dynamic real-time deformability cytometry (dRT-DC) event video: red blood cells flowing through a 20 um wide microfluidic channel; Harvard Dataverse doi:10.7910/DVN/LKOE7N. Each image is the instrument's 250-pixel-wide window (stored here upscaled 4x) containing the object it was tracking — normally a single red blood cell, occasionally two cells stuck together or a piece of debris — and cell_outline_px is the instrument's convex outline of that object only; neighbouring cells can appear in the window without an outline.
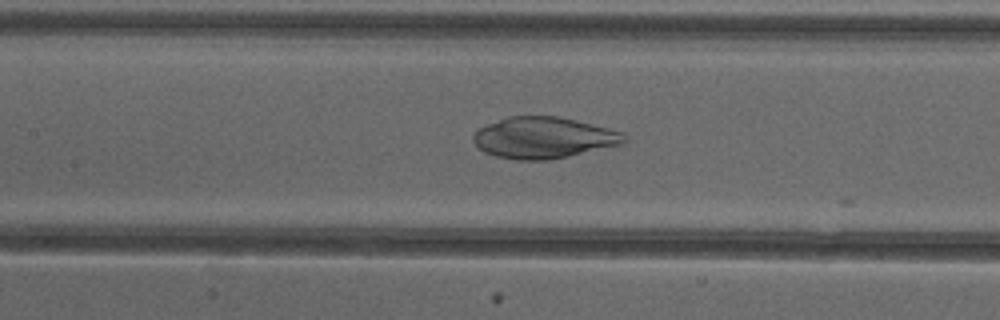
{"species": "common noctule bat (a hibernating species)", "species_latin": "Nyctalus noctula", "temperature_condition": "cold", "stored_images_in_passage": 23, "camera_frame_rate_fps": 3000, "um_per_image_px": 0.085, "animal": {"sex": "female"}, "frame": {"image": 1, "passage_image": 22, "time_ms": 7.0, "image_size_px": [1000, 320], "cell_outline_px": [[628, 140], [624, 144], [552, 160], [516, 160], [496, 156], [484, 152], [472, 140], [472, 136], [480, 128], [488, 124], [508, 116], [556, 116], [608, 128], [624, 132]], "centroid_in_image_um": [46.24, 11.72], "position_along_channel_um": 161.2, "area_um2": 36.36}}